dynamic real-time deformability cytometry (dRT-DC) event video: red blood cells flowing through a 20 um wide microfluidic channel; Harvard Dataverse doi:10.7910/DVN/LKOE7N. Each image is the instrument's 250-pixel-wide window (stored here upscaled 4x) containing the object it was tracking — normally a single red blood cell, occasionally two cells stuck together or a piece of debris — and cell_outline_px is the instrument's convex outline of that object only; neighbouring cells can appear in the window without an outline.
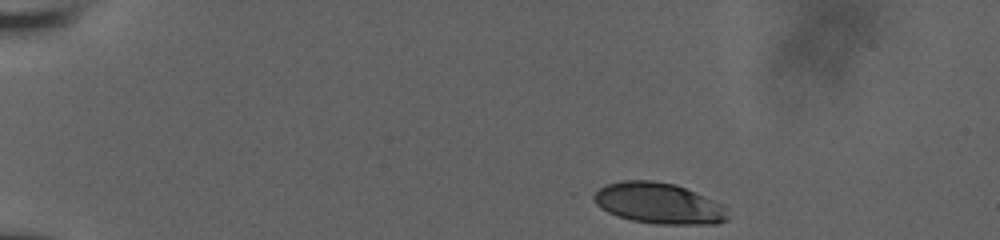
{"species": "human", "species_latin": "Homo sapiens", "temperature_condition": "room temperature", "stored_images_in_passage": 14, "camera_frame_rate_fps": 3000, "um_per_image_px": 0.085, "donor": {"sex": "male"}, "frame": {"image": 1, "passage_image": 1, "time_ms": 0.0, "image_size_px": [1000, 240], "cell_outline_px": [[728, 220], [716, 224], [656, 224], [632, 220], [616, 216], [600, 208], [588, 196], [592, 192], [608, 184], [624, 180], [652, 180], [676, 184], [704, 196], [720, 204], [724, 208], [728, 216]], "centroid_in_image_um": [55.92, 17.28], "position_along_channel_um": 29.1, "area_um2": 32.08}}
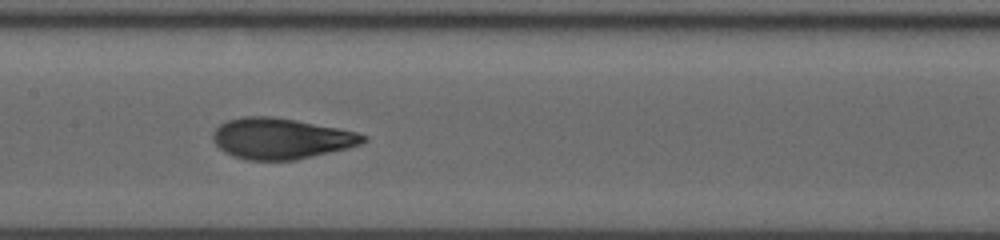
{"frame": {"image": 2, "passage_image": 12, "time_ms": 3.667, "image_size_px": [1000, 240], "cell_outline_px": [[368, 140], [360, 144], [348, 148], [296, 160], [248, 160], [232, 156], [224, 152], [212, 140], [212, 132], [220, 124], [228, 120], [244, 116], [272, 116], [296, 120], [340, 128], [356, 132], [368, 136]], "centroid_in_image_um": [23.88, 11.77], "position_along_channel_um": 183.5, "area_um2": 35.95}}
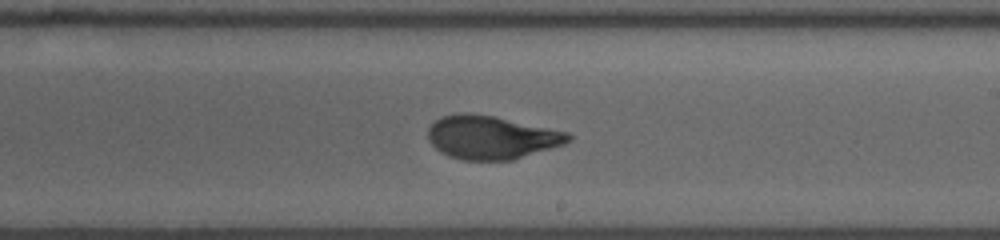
{"frame": {"image": 3, "passage_image": 14, "time_ms": 4.333, "image_size_px": [1000, 240], "cell_outline_px": [[572, 140], [564, 144], [512, 160], [460, 160], [448, 156], [440, 152], [428, 140], [428, 128], [440, 116], [464, 112], [492, 116], [568, 132], [572, 136]], "centroid_in_image_um": [41.74, 11.68], "position_along_channel_um": 247.3, "area_um2": 35.32}}